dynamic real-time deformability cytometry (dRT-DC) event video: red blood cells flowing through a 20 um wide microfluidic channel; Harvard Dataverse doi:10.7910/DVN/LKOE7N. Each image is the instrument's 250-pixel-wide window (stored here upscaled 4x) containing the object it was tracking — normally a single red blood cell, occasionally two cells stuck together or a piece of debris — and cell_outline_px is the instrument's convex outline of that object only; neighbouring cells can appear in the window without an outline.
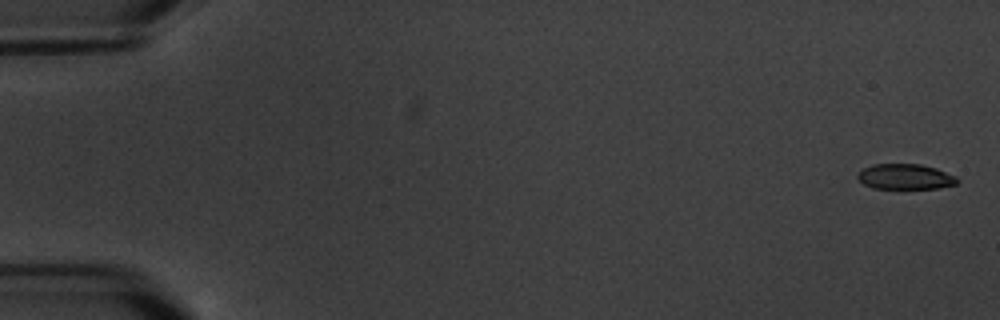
{"species": "common noctule bat (a hibernating species)", "species_latin": "Nyctalus noctula", "temperature_condition": "warm", "stored_images_in_passage": 5, "camera_frame_rate_fps": 3000, "um_per_image_px": 0.085, "animal": {"sex": "male", "body_mass_g": 20.1, "forearm_length_mm": 53.5}, "frame": {"image": 1, "passage_image": 1, "time_ms": 0.0, "image_size_px": [1000, 320], "cell_outline_px": [[960, 180], [956, 184], [936, 188], [872, 188], [864, 184], [856, 176], [856, 172], [872, 164], [920, 164], [936, 168], [956, 176]], "centroid_in_image_um": [76.93, 15.01], "position_along_channel_um": 8.1, "area_um2": 14.74}}
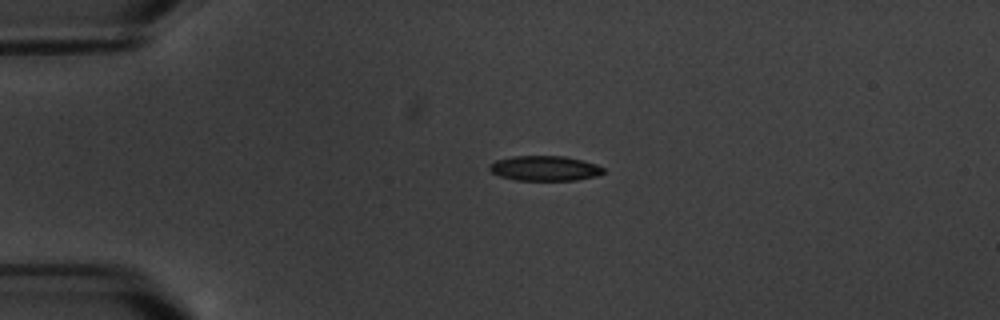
{"frame": {"image": 2, "passage_image": 4, "time_ms": 4.333, "image_size_px": [1000, 320], "cell_outline_px": [[604, 172], [596, 176], [576, 180], [516, 180], [500, 176], [492, 172], [488, 168], [496, 160], [512, 156], [564, 156], [584, 160], [596, 164], [604, 168]], "centroid_in_image_um": [46.33, 14.3], "position_along_channel_um": 38.7, "area_um2": 16.53}}